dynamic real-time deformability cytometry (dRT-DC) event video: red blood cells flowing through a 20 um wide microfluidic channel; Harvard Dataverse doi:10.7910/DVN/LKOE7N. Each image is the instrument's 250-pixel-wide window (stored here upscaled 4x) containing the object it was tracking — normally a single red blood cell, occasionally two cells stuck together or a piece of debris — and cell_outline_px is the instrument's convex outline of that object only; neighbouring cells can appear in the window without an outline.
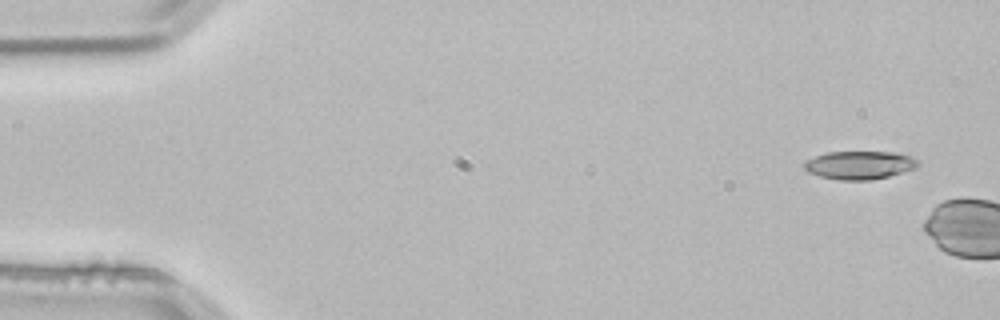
{"species": "common noctule bat (a hibernating species)", "species_latin": "Nyctalus noctula", "temperature_condition": "room temperature", "stored_images_in_passage": 2, "camera_frame_rate_fps": 3000, "um_per_image_px": 0.085, "animal": {"sex": "male", "body_mass_g": 21.5, "forearm_length_mm": 52.0}, "frame": {"image": 1, "passage_image": 1, "time_ms": 0.0, "image_size_px": [1000, 320], "cell_outline_px": [[920, 164], [916, 168], [888, 176], [872, 180], [840, 180], [820, 176], [808, 172], [804, 168], [804, 164], [808, 160], [816, 156], [828, 152], [896, 152], [912, 156], [920, 160]], "centroid_in_image_um": [73.12, 14.03], "position_along_channel_um": 11.9, "area_um2": 18.73}}